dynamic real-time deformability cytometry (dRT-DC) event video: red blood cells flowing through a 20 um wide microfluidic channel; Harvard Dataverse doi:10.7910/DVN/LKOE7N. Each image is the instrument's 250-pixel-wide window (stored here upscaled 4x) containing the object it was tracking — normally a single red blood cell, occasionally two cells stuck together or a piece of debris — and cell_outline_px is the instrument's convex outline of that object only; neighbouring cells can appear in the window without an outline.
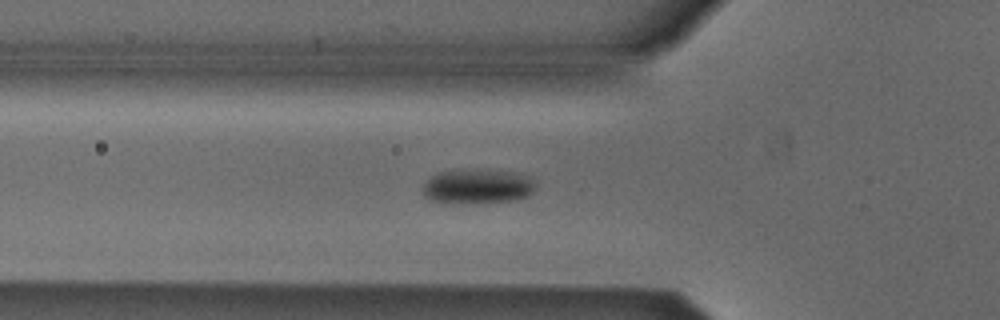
{"species": "Egyptian fruit bat (a non-hibernating species)", "species_latin": "Rousettus aegyptiacus", "temperature_condition": "cold", "stored_images_in_passage": 39, "camera_frame_rate_fps": 3000, "um_per_image_px": 0.085, "animal": {"sex": "male"}, "frame": {"image": 1, "passage_image": 12, "time_ms": 3.667, "image_size_px": [1000, 320], "cell_outline_px": [[536, 188], [528, 196], [516, 200], [452, 204], [444, 204], [428, 200], [424, 196], [420, 188], [432, 176], [440, 172], [512, 172], [528, 176], [536, 184]], "centroid_in_image_um": [40.55, 15.92], "position_along_channel_um": 85.3, "area_um2": 22.25}}
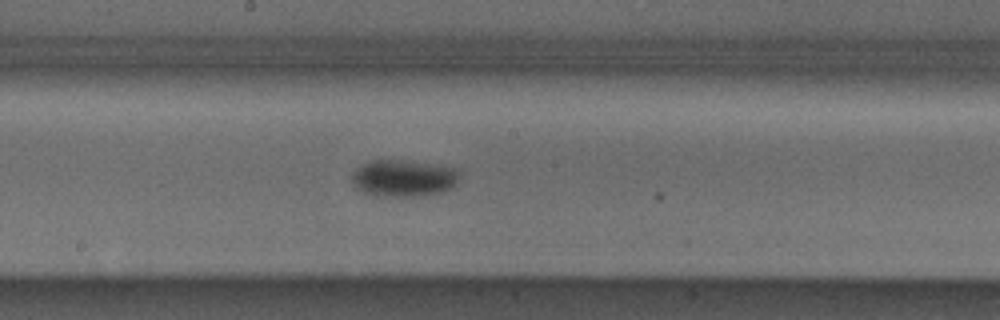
{"frame": {"image": 2, "passage_image": 22, "time_ms": 7.0, "image_size_px": [1000, 320], "cell_outline_px": [[460, 176], [456, 184], [452, 188], [440, 192], [420, 196], [380, 196], [364, 192], [356, 188], [352, 180], [352, 176], [356, 168], [368, 160], [400, 160], [428, 164], [452, 168], [460, 172]], "centroid_in_image_um": [34.28, 15.15], "position_along_channel_um": 213.9, "area_um2": 22.89}}
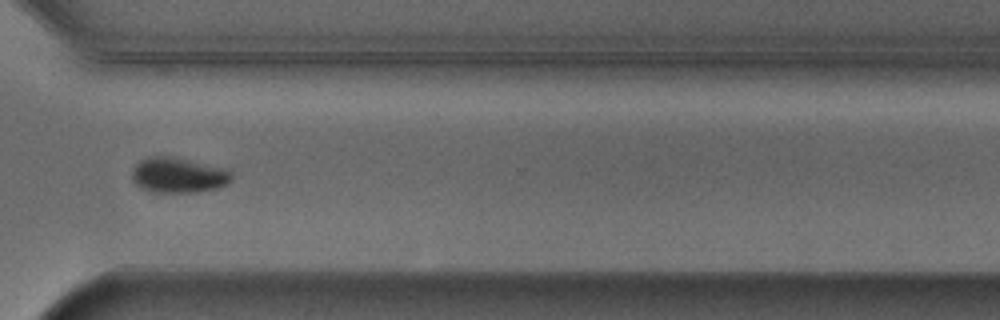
{"frame": {"image": 3, "passage_image": 33, "time_ms": 10.667, "image_size_px": [1000, 320], "cell_outline_px": [[232, 180], [228, 184], [216, 188], [196, 192], [156, 192], [140, 188], [132, 180], [132, 168], [140, 160], [148, 156], [172, 156], [228, 168], [232, 172]], "centroid_in_image_um": [15.17, 14.87], "position_along_channel_um": 355.4, "area_um2": 20.81}, "authors_computed_cell_mechanics": {"area_um2": 21.9062, "velocity_mm_per_s": 3.858, "shape_relaxation_time_tau1_ms": 2.1545, "shape_relaxation_time_tau2_ms": null, "deformation_change_tau1": 0.0668, "deformation_change_tau2": null}}